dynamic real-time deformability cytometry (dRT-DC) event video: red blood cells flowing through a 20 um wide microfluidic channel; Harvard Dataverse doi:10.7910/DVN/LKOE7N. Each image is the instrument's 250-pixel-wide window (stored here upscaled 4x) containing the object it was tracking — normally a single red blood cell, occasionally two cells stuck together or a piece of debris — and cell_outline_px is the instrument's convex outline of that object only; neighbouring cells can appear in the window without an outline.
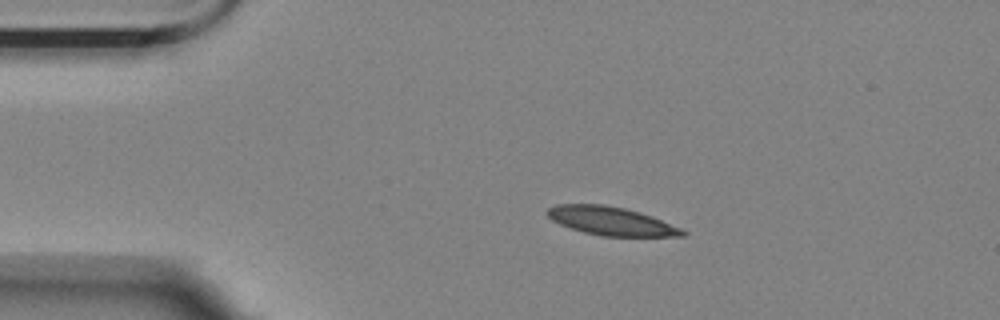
{"species": "Egyptian fruit bat (a non-hibernating species)", "species_latin": "Rousettus aegyptiacus", "temperature_condition": "room temperature", "stored_images_in_passage": 38, "camera_frame_rate_fps": 3000, "um_per_image_px": 0.085, "animal": {"sex": "female"}, "frame": {"image": 1, "passage_image": 1, "time_ms": 0.0, "image_size_px": [1000, 320], "cell_outline_px": [[688, 236], [600, 236], [584, 232], [560, 224], [552, 220], [544, 212], [548, 208], [556, 204], [604, 204], [624, 208], [640, 212], [652, 216], [680, 228], [688, 232]], "centroid_in_image_um": [51.94, 18.78], "position_along_channel_um": 33.1, "area_um2": 22.43}}
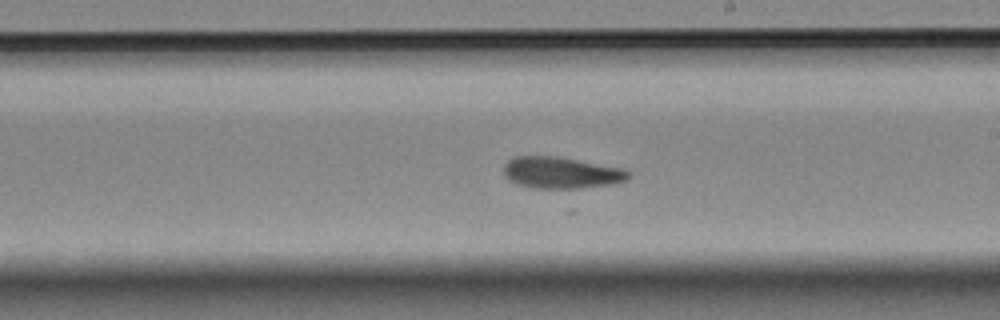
{"frame": {"image": 2, "passage_image": 22, "time_ms": 7.0, "image_size_px": [1000, 320], "cell_outline_px": [[632, 172], [628, 180], [616, 184], [580, 188], [532, 188], [516, 184], [508, 180], [504, 176], [504, 164], [508, 160], [516, 156], [556, 156], [624, 168]], "centroid_in_image_um": [47.73, 14.68], "position_along_channel_um": 241.3, "area_um2": 23.29}}
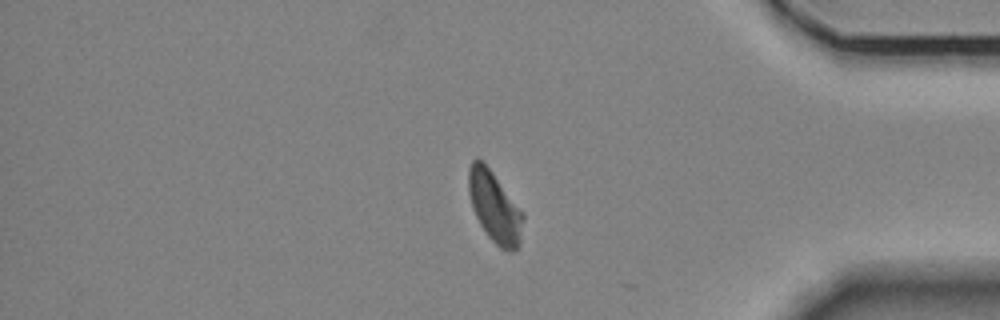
{"frame": {"image": 3, "passage_image": 37, "time_ms": 12.0, "image_size_px": [1000, 320], "cell_outline_px": [[524, 220], [520, 244], [512, 252], [500, 248], [488, 236], [480, 224], [472, 208], [468, 192], [468, 168], [472, 160], [476, 156], [492, 172], [524, 212]], "centroid_in_image_um": [42.05, 17.6], "position_along_channel_um": 393.2, "area_um2": 22.6}, "authors_computed_cell_mechanics": {"area_um2": 22.9177, "velocity_mm_per_s": 3.5608, "shape_relaxation_time_tau1_ms": null, "shape_relaxation_time_tau2_ms": 5.1269, "deformation_change_tau1": null, "deformation_change_tau2": 0.119}}